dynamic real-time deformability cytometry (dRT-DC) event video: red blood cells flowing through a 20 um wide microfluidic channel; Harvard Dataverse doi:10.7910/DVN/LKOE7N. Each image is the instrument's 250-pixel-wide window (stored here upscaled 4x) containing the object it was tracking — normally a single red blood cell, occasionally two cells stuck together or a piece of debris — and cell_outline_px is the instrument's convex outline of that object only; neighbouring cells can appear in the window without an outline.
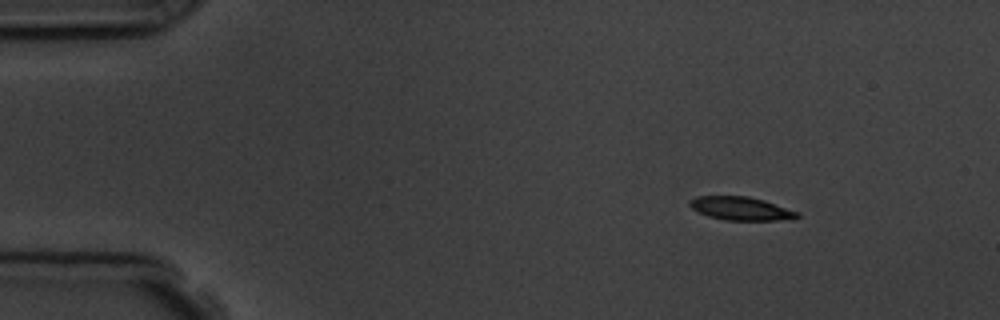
{"species": "common noctule bat (a hibernating species)", "species_latin": "Nyctalus noctula", "temperature_condition": "room temperature", "stored_images_in_passage": 9, "camera_frame_rate_fps": 3000, "um_per_image_px": 0.085, "animal": {"sex": "male", "body_mass_g": 19.5, "forearm_length_mm": 54.6}, "frame": {"image": 1, "passage_image": 2, "time_ms": 1.0, "image_size_px": [1000, 320], "cell_outline_px": [[800, 216], [792, 220], [724, 220], [708, 216], [692, 208], [688, 204], [688, 200], [696, 196], [748, 196], [764, 200], [800, 212]], "centroid_in_image_um": [63.01, 17.72], "position_along_channel_um": 22.0, "area_um2": 14.8}}